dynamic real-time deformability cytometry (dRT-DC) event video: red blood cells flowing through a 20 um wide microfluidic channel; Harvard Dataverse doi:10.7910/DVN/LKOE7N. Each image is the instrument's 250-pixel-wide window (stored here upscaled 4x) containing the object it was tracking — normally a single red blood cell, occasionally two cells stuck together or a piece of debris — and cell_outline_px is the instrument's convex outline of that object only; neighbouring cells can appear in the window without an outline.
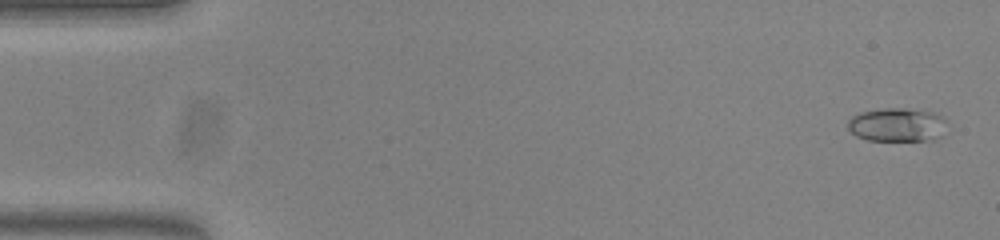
{"species": "common noctule bat (a hibernating species)", "species_latin": "Nyctalus noctula", "temperature_condition": "warm", "stored_images_in_passage": 54, "camera_frame_rate_fps": 3000, "um_per_image_px": 0.085, "animal": {"sex": "female", "body_mass_g": 23.0, "forearm_length_mm": 53.4}, "frame": {"image": 1, "passage_image": 2, "time_ms": 0.333, "image_size_px": [1000, 240], "cell_outline_px": [[952, 128], [936, 140], [868, 140], [856, 136], [848, 128], [848, 120], [852, 116], [860, 112], [884, 108], [904, 108], [932, 112], [948, 120]], "centroid_in_image_um": [76.36, 10.61], "position_along_channel_um": 8.6, "area_um2": 19.94}}
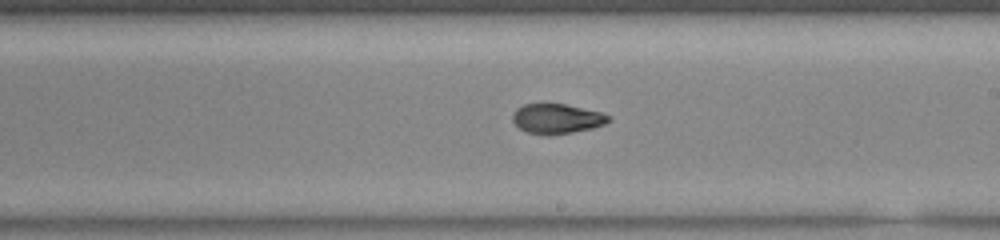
{"frame": {"image": 2, "passage_image": 31, "time_ms": 10.0, "image_size_px": [1000, 240], "cell_outline_px": [[612, 120], [604, 124], [592, 128], [572, 132], [548, 136], [544, 136], [528, 132], [520, 128], [512, 120], [512, 112], [516, 108], [524, 104], [564, 104], [600, 112], [612, 116]], "centroid_in_image_um": [47.32, 10.1], "position_along_channel_um": 241.7, "area_um2": 16.76}}
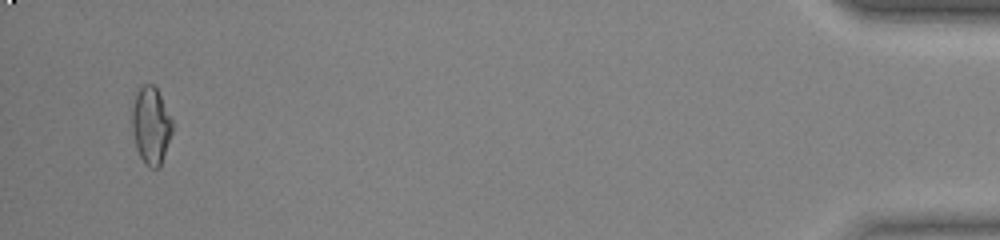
{"frame": {"image": 3, "passage_image": 52, "time_ms": 17.0, "image_size_px": [1000, 240], "cell_outline_px": [[172, 132], [160, 168], [148, 168], [144, 164], [136, 148], [132, 132], [132, 108], [136, 92], [144, 84], [152, 84], [156, 88], [172, 120]], "centroid_in_image_um": [12.82, 10.71], "position_along_channel_um": 422.4, "area_um2": 18.09}, "authors_computed_cell_mechanics": {"area_um2": 17.3689, "velocity_mm_per_s": 3.8021, "shape_relaxation_time_tau1_ms": 11.3508, "shape_relaxation_time_tau2_ms": 1.8031, "deformation_change_tau1": 0.3167, "deformation_change_tau2": 0.0679}}